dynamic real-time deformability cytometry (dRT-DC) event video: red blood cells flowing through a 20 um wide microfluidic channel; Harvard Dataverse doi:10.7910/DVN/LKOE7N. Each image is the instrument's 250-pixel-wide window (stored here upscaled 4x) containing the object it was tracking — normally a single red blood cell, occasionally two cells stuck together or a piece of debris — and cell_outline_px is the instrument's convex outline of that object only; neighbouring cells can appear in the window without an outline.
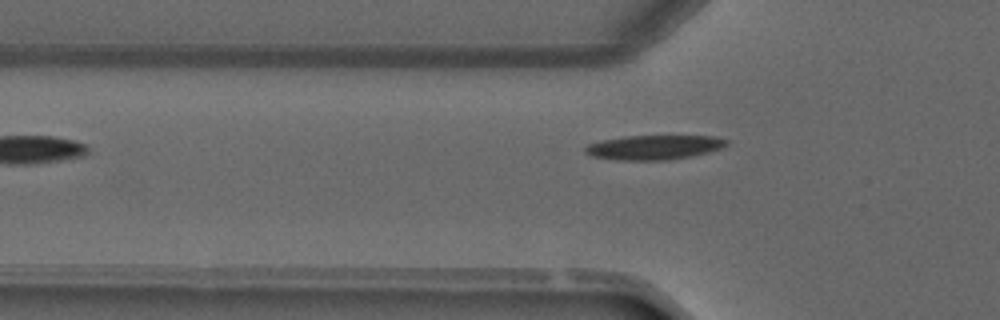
{"species": "common noctule bat (a hibernating species)", "species_latin": "Nyctalus noctula", "temperature_condition": "warm", "stored_images_in_passage": 3, "camera_frame_rate_fps": 3000, "um_per_image_px": 0.085, "animal": {"sex": "male", "forearm_length_mm": 52.5}, "frame": {"image": 1, "passage_image": 3, "time_ms": 3.333, "image_size_px": [1000, 320], "cell_outline_px": [[728, 144], [724, 148], [692, 156], [668, 160], [616, 160], [592, 156], [584, 152], [584, 148], [588, 144], [600, 140], [624, 136], [716, 136], [728, 140]], "centroid_in_image_um": [55.6, 12.52], "position_along_channel_um": 70.2, "area_um2": 20.35}}